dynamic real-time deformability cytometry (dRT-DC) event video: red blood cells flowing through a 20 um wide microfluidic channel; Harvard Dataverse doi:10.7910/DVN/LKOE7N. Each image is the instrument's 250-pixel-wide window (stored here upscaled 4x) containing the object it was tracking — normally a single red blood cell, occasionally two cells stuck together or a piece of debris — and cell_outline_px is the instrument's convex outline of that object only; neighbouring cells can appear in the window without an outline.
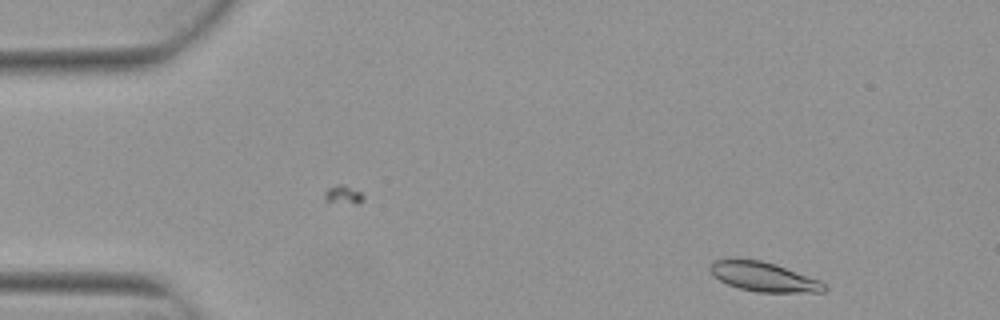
{"species": "Egyptian fruit bat (a non-hibernating species)", "species_latin": "Rousettus aegyptiacus", "temperature_condition": "warm", "stored_images_in_passage": 7, "camera_frame_rate_fps": 3000, "um_per_image_px": 0.085, "animal": {"sex": "female"}, "frame": {"image": 1, "passage_image": 1, "time_ms": 0.0, "image_size_px": [1000, 320], "cell_outline_px": [[828, 288], [824, 292], [756, 292], [740, 288], [728, 284], [720, 280], [708, 268], [712, 260], [760, 260], [776, 264], [820, 280]], "centroid_in_image_um": [64.95, 23.54], "position_along_channel_um": 20.0, "area_um2": 19.25}}
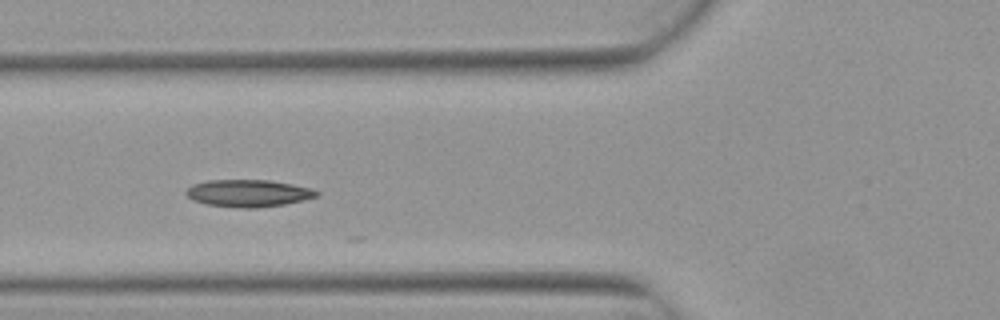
{"frame": {"image": 2, "passage_image": 5, "time_ms": 1.333, "image_size_px": [1000, 320], "cell_outline_px": [[320, 196], [304, 200], [284, 204], [256, 208], [240, 208], [208, 204], [192, 200], [184, 192], [192, 184], [208, 180], [268, 180], [292, 184], [312, 188], [320, 192]], "centroid_in_image_um": [21.13, 16.42], "position_along_channel_um": 104.7, "area_um2": 20.75}}
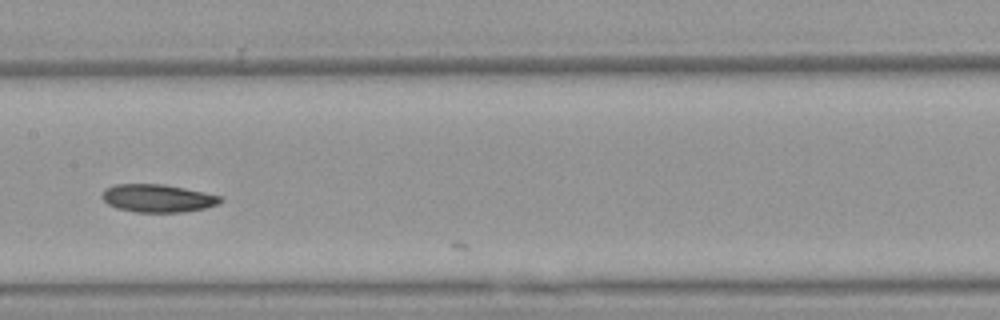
{"frame": {"image": 3, "passage_image": 7, "time_ms": 2.0, "image_size_px": [1000, 320], "cell_outline_px": [[224, 200], [220, 204], [204, 208], [184, 212], [132, 212], [116, 208], [108, 204], [100, 196], [104, 188], [116, 184], [164, 184], [204, 192], [220, 196]], "centroid_in_image_um": [13.38, 16.85], "position_along_channel_um": 194.0, "area_um2": 19.42}}